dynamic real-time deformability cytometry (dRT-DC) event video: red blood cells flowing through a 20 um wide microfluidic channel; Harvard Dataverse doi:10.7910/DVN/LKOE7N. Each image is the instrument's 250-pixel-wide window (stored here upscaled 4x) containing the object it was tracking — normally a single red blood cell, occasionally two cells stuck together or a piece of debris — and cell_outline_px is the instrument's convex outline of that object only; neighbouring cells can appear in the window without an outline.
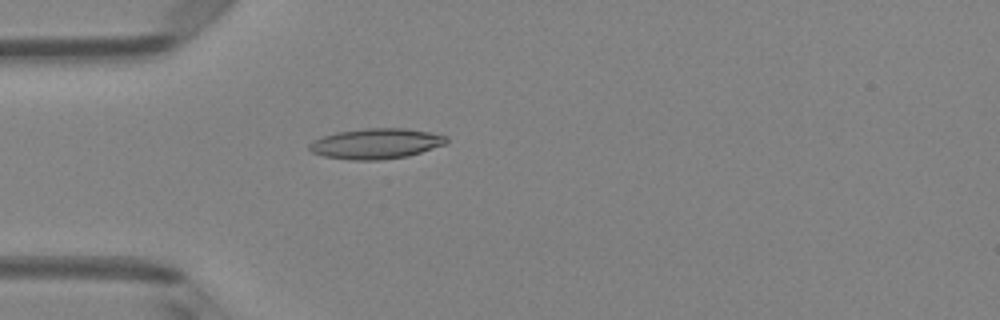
{"species": "Egyptian fruit bat (a non-hibernating species)", "species_latin": "Rousettus aegyptiacus", "temperature_condition": "room temperature", "stored_images_in_passage": 4, "camera_frame_rate_fps": 3000, "um_per_image_px": 0.085, "animal": {"sex": "female"}, "frame": {"image": 1, "passage_image": 4, "time_ms": 1.0, "image_size_px": [1000, 320], "cell_outline_px": [[448, 140], [444, 144], [408, 156], [380, 160], [352, 160], [324, 156], [312, 152], [308, 148], [308, 144], [312, 140], [336, 132], [368, 128], [404, 128], [428, 132], [448, 136]], "centroid_in_image_um": [31.93, 12.21], "position_along_channel_um": 53.1, "area_um2": 24.16}}